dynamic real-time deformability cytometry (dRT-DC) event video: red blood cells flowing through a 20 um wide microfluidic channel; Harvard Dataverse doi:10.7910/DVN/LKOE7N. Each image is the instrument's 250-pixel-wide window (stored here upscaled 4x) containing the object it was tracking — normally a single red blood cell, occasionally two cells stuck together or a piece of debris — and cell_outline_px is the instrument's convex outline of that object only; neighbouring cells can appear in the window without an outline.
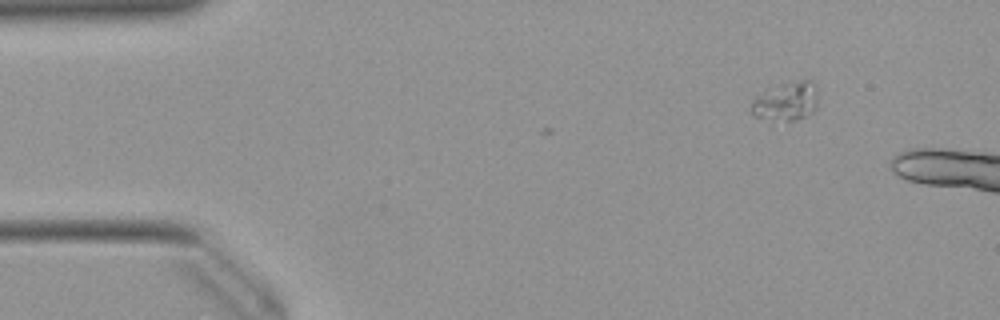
{"species": "Egyptian fruit bat (a non-hibernating species)", "species_latin": "Rousettus aegyptiacus", "temperature_condition": "warm", "stored_images_in_passage": 2, "camera_frame_rate_fps": 3000, "um_per_image_px": 0.085, "animal": {"sex": "female"}, "frame": {"image": 1, "passage_image": 2, "time_ms": 0.333, "image_size_px": [1000, 320], "cell_outline_px": [[816, 108], [812, 112], [804, 116], [792, 120], [788, 120], [756, 116], [752, 112], [752, 100], [764, 88], [792, 80], [812, 80], [816, 88]], "centroid_in_image_um": [66.82, 8.54], "position_along_channel_um": 18.2, "area_um2": 14.91}}